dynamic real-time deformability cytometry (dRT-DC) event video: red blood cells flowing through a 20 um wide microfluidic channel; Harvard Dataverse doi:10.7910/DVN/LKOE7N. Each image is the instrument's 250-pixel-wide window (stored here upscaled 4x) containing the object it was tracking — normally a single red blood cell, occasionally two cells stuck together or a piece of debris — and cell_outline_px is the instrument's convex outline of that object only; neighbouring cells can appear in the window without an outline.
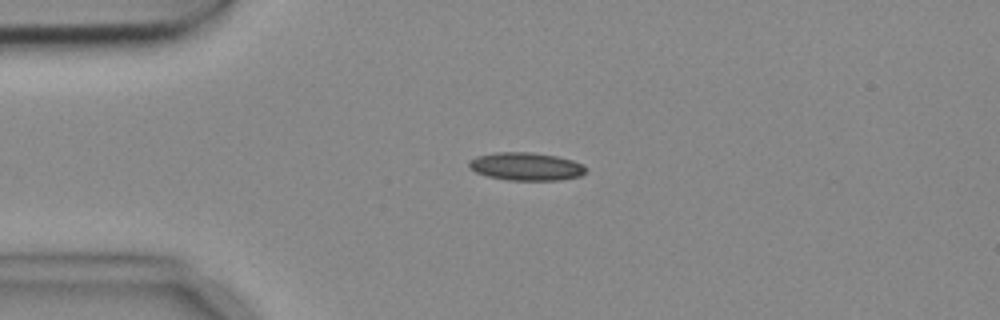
{"species": "common noctule bat (a hibernating species)", "species_latin": "Nyctalus noctula", "temperature_condition": "cold", "stored_images_in_passage": 9, "camera_frame_rate_fps": 3000, "um_per_image_px": 0.085, "animal": {"sex": "female", "body_mass_g": 18.4}, "frame": {"image": 1, "passage_image": 3, "time_ms": 0.667, "image_size_px": [1000, 320], "cell_outline_px": [[584, 172], [580, 176], [560, 180], [508, 180], [488, 176], [476, 172], [468, 168], [468, 160], [476, 156], [496, 152], [532, 152], [556, 156], [572, 160], [580, 164], [584, 168]], "centroid_in_image_um": [44.64, 14.14], "position_along_channel_um": 40.4, "area_um2": 18.96}}
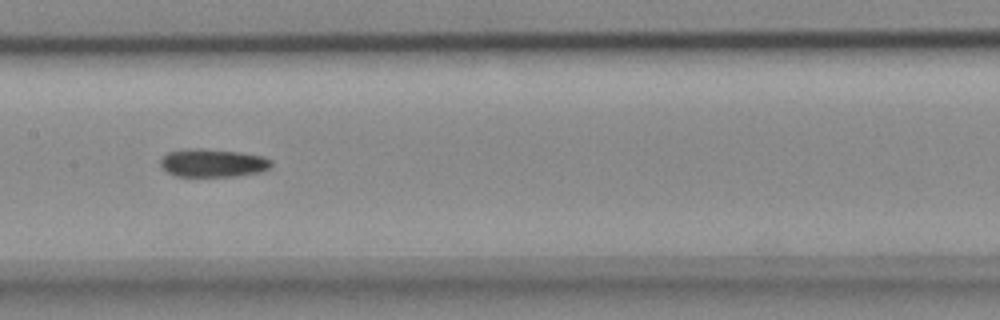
{"frame": {"image": 2, "passage_image": 7, "time_ms": 2.0, "image_size_px": [1000, 320], "cell_outline_px": [[272, 164], [268, 168], [256, 172], [236, 176], [176, 176], [168, 172], [160, 164], [160, 160], [168, 152], [188, 148], [204, 148], [240, 152], [264, 156], [272, 160]], "centroid_in_image_um": [18.08, 13.83], "position_along_channel_um": 189.3, "area_um2": 18.09}}
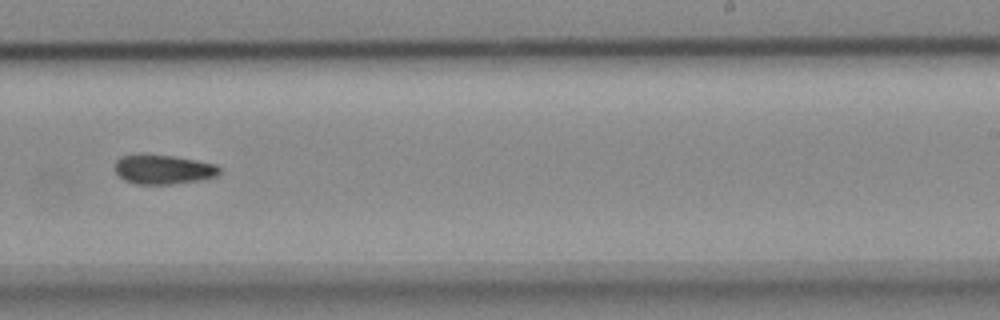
{"frame": {"image": 3, "passage_image": 9, "time_ms": 2.667, "image_size_px": [1000, 320], "cell_outline_px": [[220, 172], [216, 176], [200, 180], [172, 184], [136, 184], [124, 180], [116, 172], [112, 164], [120, 156], [144, 152], [172, 156], [196, 160], [216, 164], [220, 168]], "centroid_in_image_um": [13.81, 14.37], "position_along_channel_um": 275.2, "area_um2": 18.38}}